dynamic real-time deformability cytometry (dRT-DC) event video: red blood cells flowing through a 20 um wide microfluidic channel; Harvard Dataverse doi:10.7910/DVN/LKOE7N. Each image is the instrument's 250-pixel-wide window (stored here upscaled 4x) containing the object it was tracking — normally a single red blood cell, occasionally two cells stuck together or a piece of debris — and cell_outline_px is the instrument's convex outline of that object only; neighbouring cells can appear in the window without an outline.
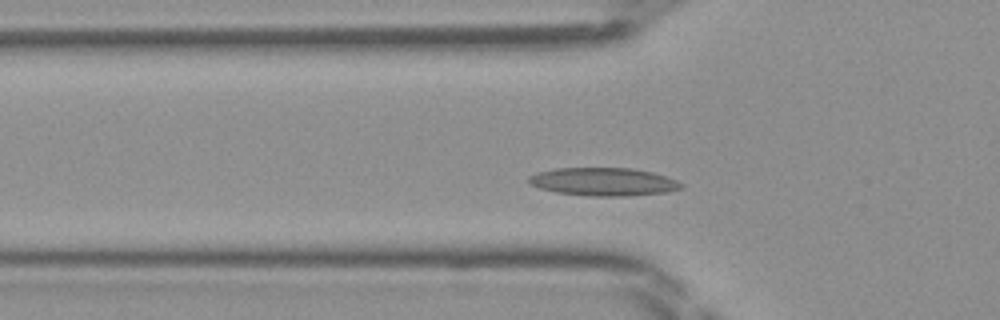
{"species": "Egyptian fruit bat (a non-hibernating species)", "species_latin": "Rousettus aegyptiacus", "temperature_condition": "room temperature", "stored_images_in_passage": 37, "camera_frame_rate_fps": 3000, "um_per_image_px": 0.085, "frame": {"image": 1, "passage_image": 4, "time_ms": 1.0, "image_size_px": [1000, 320], "cell_outline_px": [[684, 188], [664, 192], [628, 196], [588, 196], [556, 192], [540, 188], [532, 184], [528, 180], [528, 176], [536, 172], [556, 168], [632, 168], [652, 172], [676, 180], [684, 184]], "centroid_in_image_um": [51.29, 15.45], "position_along_channel_um": 74.5, "area_um2": 24.91}}
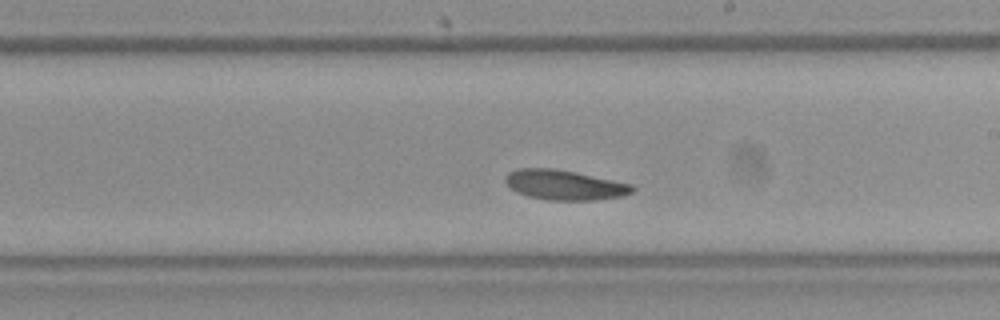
{"frame": {"image": 2, "passage_image": 16, "time_ms": 5.0, "image_size_px": [1000, 320], "cell_outline_px": [[636, 188], [632, 192], [624, 196], [592, 200], [548, 200], [528, 196], [516, 192], [504, 180], [504, 176], [508, 172], [520, 168], [552, 168], [576, 172], [632, 184]], "centroid_in_image_um": [47.98, 15.72], "position_along_channel_um": 241.0, "area_um2": 22.14}}
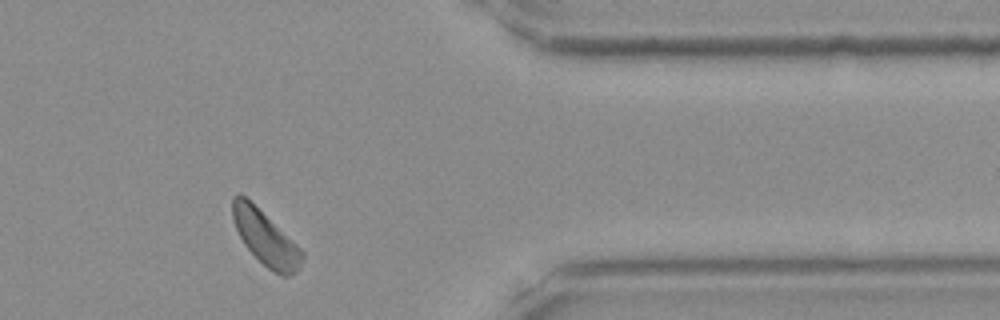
{"frame": {"image": 3, "passage_image": 28, "time_ms": 9.0, "image_size_px": [1000, 320], "cell_outline_px": [[304, 256], [300, 268], [292, 276], [280, 276], [272, 272], [244, 244], [232, 220], [232, 196], [236, 192], [240, 192], [296, 244], [304, 252]], "centroid_in_image_um": [22.56, 20.25], "position_along_channel_um": 388.8, "area_um2": 21.68}}